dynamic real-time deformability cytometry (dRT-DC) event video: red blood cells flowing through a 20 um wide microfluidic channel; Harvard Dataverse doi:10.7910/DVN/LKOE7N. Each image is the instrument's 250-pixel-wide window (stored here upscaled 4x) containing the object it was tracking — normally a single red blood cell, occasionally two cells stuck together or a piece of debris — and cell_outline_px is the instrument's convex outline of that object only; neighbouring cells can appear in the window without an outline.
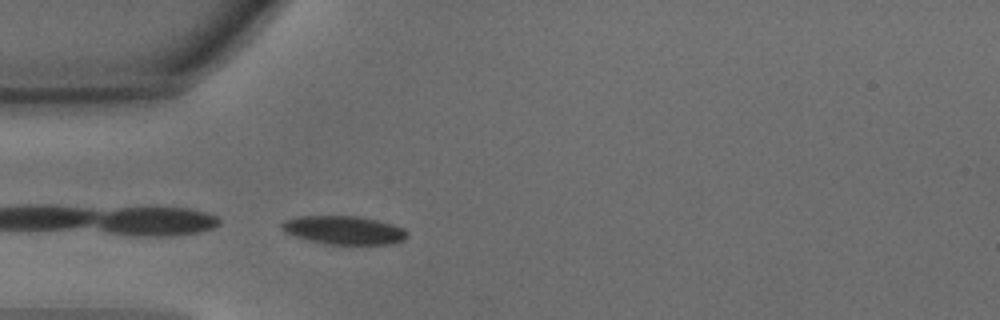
{"species": "common noctule bat (a hibernating species)", "species_latin": "Nyctalus noctula", "temperature_condition": "warm", "stored_images_in_passage": 7, "camera_frame_rate_fps": 3000, "um_per_image_px": 0.085, "animal": {"sex": "male", "body_mass_g": 15.6}, "frame": {"image": 1, "passage_image": 7, "time_ms": 2.0, "image_size_px": [1000, 320], "cell_outline_px": [[408, 236], [404, 240], [392, 244], [324, 244], [308, 240], [284, 232], [280, 228], [280, 224], [284, 220], [296, 216], [356, 216], [376, 220], [392, 224], [404, 228], [408, 232]], "centroid_in_image_um": [29.21, 19.56], "position_along_channel_um": 55.8, "area_um2": 20.92}}